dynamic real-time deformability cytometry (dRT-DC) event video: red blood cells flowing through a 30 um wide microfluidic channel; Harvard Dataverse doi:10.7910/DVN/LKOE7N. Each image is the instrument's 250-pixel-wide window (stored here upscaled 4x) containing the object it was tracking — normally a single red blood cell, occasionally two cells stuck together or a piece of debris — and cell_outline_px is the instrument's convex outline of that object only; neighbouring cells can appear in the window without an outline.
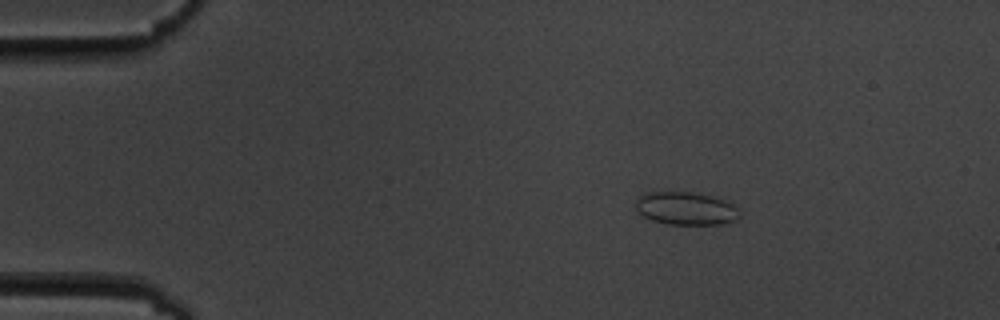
{"species": "common noctule bat (a hibernating species)", "species_latin": "Nyctalus noctula", "temperature_condition": "cold", "stored_images_in_passage": 5, "camera_frame_rate_fps": 3000, "um_per_image_px": 0.085, "animal": {"sex": "male", "body_mass_g": 19.5, "forearm_length_mm": 54.6}, "frame": {"image": 1, "passage_image": 2, "time_ms": 1.333, "image_size_px": [1000, 320], "cell_outline_px": [[740, 216], [736, 220], [720, 224], [668, 224], [652, 220], [644, 216], [636, 208], [636, 200], [644, 192], [692, 192], [716, 196], [728, 200], [740, 212]], "centroid_in_image_um": [58.33, 17.7], "position_along_channel_um": 26.7, "area_um2": 20.06}}